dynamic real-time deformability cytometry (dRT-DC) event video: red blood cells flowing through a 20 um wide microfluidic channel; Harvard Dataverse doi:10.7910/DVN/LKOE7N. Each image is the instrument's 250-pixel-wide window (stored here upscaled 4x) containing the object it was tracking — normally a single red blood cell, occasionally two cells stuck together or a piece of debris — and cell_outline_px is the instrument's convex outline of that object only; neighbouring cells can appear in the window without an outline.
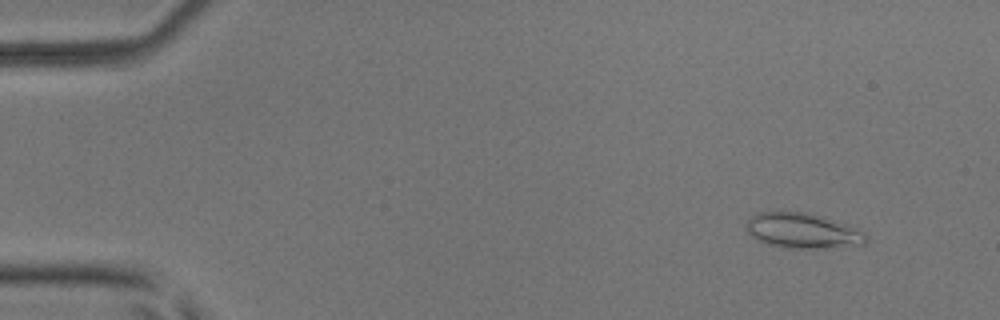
{"species": "common noctule bat (a hibernating species)", "species_latin": "Nyctalus noctula", "temperature_condition": "room temperature", "stored_images_in_passage": 51, "camera_frame_rate_fps": 3000, "um_per_image_px": 0.085, "animal": {"sex": "male", "body_mass_g": 17.9, "forearm_length_mm": 54.2}, "frame": {"image": 1, "passage_image": 5, "time_ms": 1.333, "image_size_px": [1000, 320], "cell_outline_px": [[868, 240], [864, 244], [824, 248], [784, 248], [768, 244], [752, 236], [748, 232], [744, 224], [756, 212], [808, 212], [824, 216], [852, 224], [864, 232]], "centroid_in_image_um": [68.27, 19.6], "position_along_channel_um": 16.7, "area_um2": 24.91}}
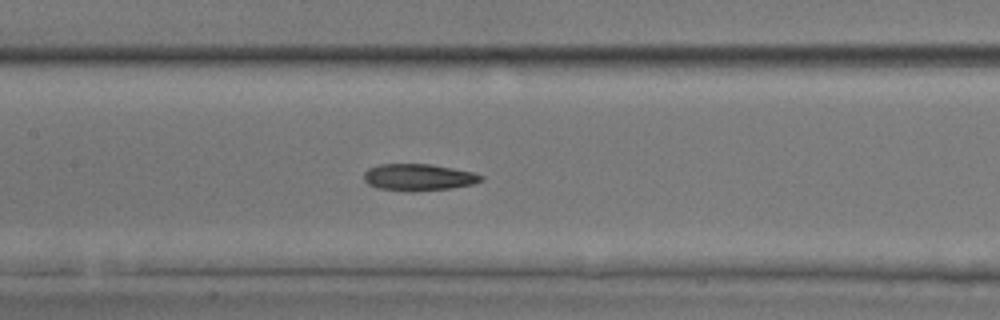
{"frame": {"image": 2, "passage_image": 25, "time_ms": 8.0, "image_size_px": [1000, 320], "cell_outline_px": [[484, 180], [472, 184], [452, 188], [412, 192], [408, 192], [376, 188], [368, 184], [364, 180], [364, 172], [368, 168], [380, 164], [432, 164], [472, 172], [484, 176]], "centroid_in_image_um": [35.56, 15.08], "position_along_channel_um": 171.8, "area_um2": 18.5}}
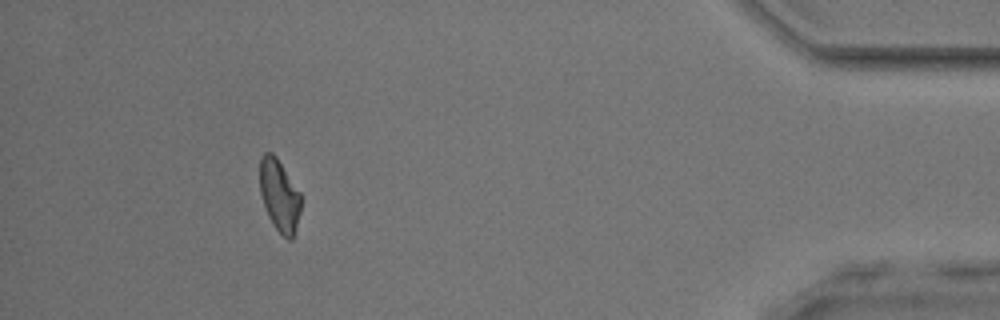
{"frame": {"image": 3, "passage_image": 47, "time_ms": 15.333, "image_size_px": [1000, 320], "cell_outline_px": [[300, 212], [296, 228], [292, 240], [288, 240], [272, 224], [268, 216], [260, 192], [260, 156], [264, 152], [272, 152], [276, 156], [300, 192]], "centroid_in_image_um": [23.74, 16.6], "position_along_channel_um": 411.5, "area_um2": 17.17}, "authors_computed_cell_mechanics": {"area_um2": 18.496, "velocity_mm_per_s": 4.0453, "shape_relaxation_time_tau1_ms": 7.9588, "shape_relaxation_time_tau2_ms": 5.381, "deformation_change_tau1": 0.1869, "deformation_change_tau2": 0.1392}}